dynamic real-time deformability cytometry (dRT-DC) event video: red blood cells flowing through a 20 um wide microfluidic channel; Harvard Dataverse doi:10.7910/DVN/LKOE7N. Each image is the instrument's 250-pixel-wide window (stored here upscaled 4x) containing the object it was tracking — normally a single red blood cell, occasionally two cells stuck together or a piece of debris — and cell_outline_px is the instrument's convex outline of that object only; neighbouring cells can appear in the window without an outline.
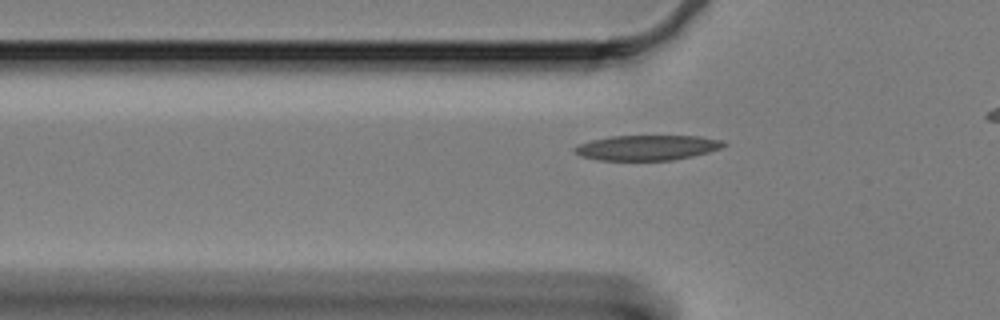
{"species": "Egyptian fruit bat (a non-hibernating species)", "species_latin": "Rousettus aegyptiacus", "temperature_condition": "cold", "stored_images_in_passage": 45, "camera_frame_rate_fps": 3000, "um_per_image_px": 0.085, "animal": {"sex": "female"}, "frame": {"image": 1, "passage_image": 13, "time_ms": 4.0, "image_size_px": [1000, 320], "cell_outline_px": [[728, 144], [720, 148], [708, 152], [692, 156], [672, 160], [600, 160], [580, 156], [572, 152], [572, 148], [580, 144], [592, 140], [608, 136], [700, 136], [720, 140]], "centroid_in_image_um": [54.97, 12.55], "position_along_channel_um": 70.8, "area_um2": 21.79}}
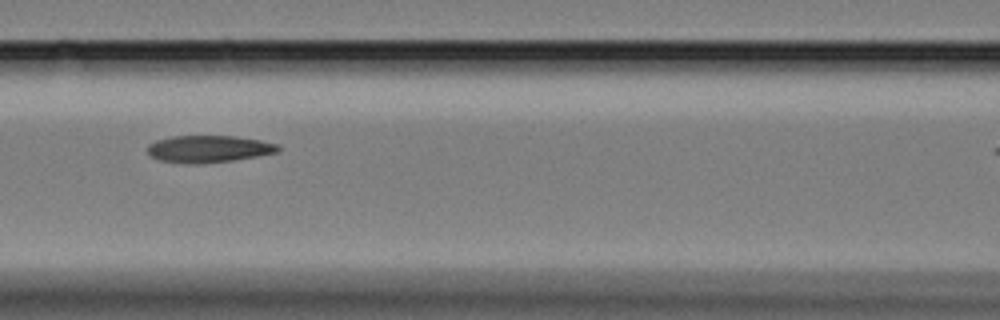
{"frame": {"image": 2, "passage_image": 20, "time_ms": 6.333, "image_size_px": [1000, 320], "cell_outline_px": [[280, 152], [232, 160], [200, 164], [188, 164], [160, 160], [152, 156], [148, 152], [148, 144], [156, 140], [172, 136], [236, 136], [260, 140], [280, 144]], "centroid_in_image_um": [17.77, 12.65], "position_along_channel_um": 148.8, "area_um2": 20.63}}
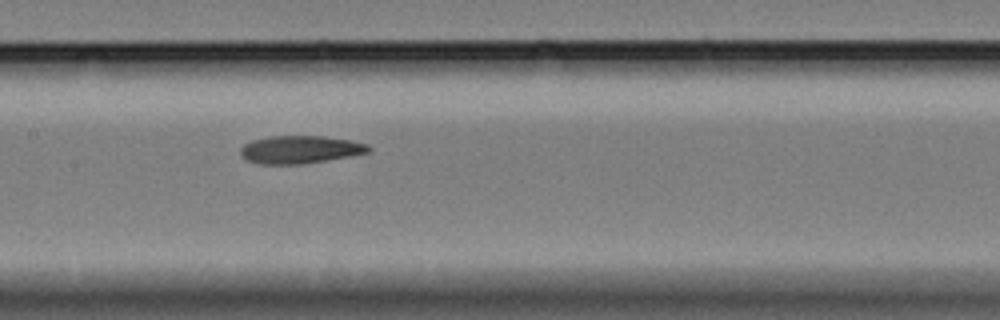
{"frame": {"image": 3, "passage_image": 23, "time_ms": 7.333, "image_size_px": [1000, 320], "cell_outline_px": [[372, 152], [352, 156], [304, 164], [260, 164], [248, 160], [240, 156], [240, 148], [244, 144], [252, 140], [268, 136], [324, 136], [352, 140], [368, 144], [372, 148]], "centroid_in_image_um": [25.55, 12.71], "position_along_channel_um": 181.8, "area_um2": 21.1}}